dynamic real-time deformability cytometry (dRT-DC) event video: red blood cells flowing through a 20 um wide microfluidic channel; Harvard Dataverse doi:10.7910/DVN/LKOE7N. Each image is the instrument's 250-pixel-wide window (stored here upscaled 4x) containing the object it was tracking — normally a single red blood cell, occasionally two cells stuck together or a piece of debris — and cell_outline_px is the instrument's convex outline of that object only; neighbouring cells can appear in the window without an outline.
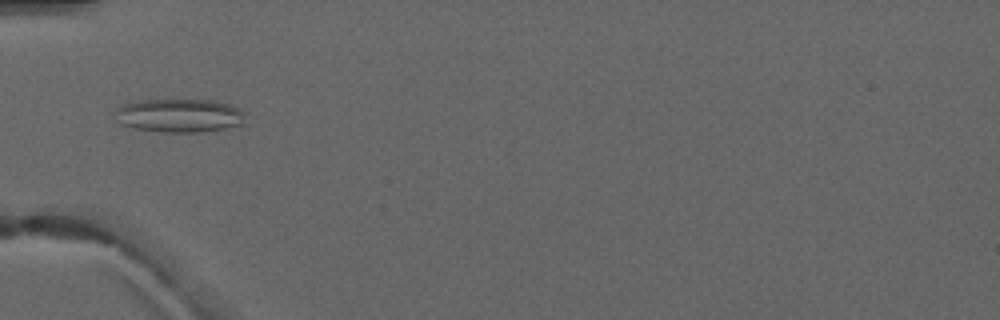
{"species": "common noctule bat (a hibernating species)", "species_latin": "Nyctalus noctula", "temperature_condition": "warm", "stored_images_in_passage": 2, "camera_frame_rate_fps": 3000, "um_per_image_px": 0.085, "animal": {"sex": "male", "forearm_length_mm": 52.5}, "frame": {"image": 1, "passage_image": 2, "time_ms": 1.0, "image_size_px": [1000, 320], "cell_outline_px": [[244, 124], [224, 128], [200, 132], [164, 132], [136, 128], [120, 124], [112, 112], [116, 108], [124, 104], [136, 100], [208, 100], [228, 104], [240, 108], [244, 112]], "centroid_in_image_um": [15.21, 9.81], "position_along_channel_um": 69.8, "area_um2": 25.49}}